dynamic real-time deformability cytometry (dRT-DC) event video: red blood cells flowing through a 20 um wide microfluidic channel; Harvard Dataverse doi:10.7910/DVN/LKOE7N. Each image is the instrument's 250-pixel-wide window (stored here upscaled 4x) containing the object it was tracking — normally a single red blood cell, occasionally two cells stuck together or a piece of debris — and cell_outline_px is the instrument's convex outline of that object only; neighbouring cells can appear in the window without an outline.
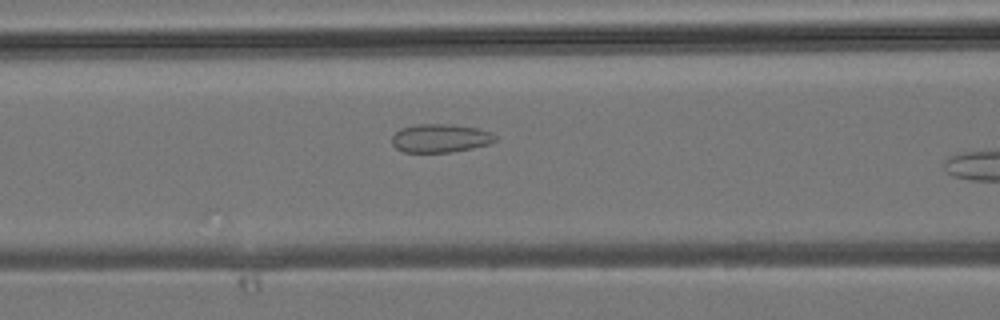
{"species": "common noctule bat (a hibernating species)", "species_latin": "Nyctalus noctula", "temperature_condition": "room temperature", "stored_images_in_passage": 6, "camera_frame_rate_fps": 3000, "um_per_image_px": 0.085, "animal": {"sex": "male", "body_mass_g": 19.2, "forearm_length_mm": 51.8}, "frame": {"image": 1, "passage_image": 4, "time_ms": 1.0, "image_size_px": [1000, 320], "cell_outline_px": [[496, 140], [488, 144], [472, 148], [452, 152], [404, 152], [396, 148], [392, 144], [392, 136], [400, 128], [416, 124], [452, 124], [476, 128], [492, 132], [496, 136]], "centroid_in_image_um": [37.42, 11.74], "position_along_channel_um": 129.2, "area_um2": 17.17}}
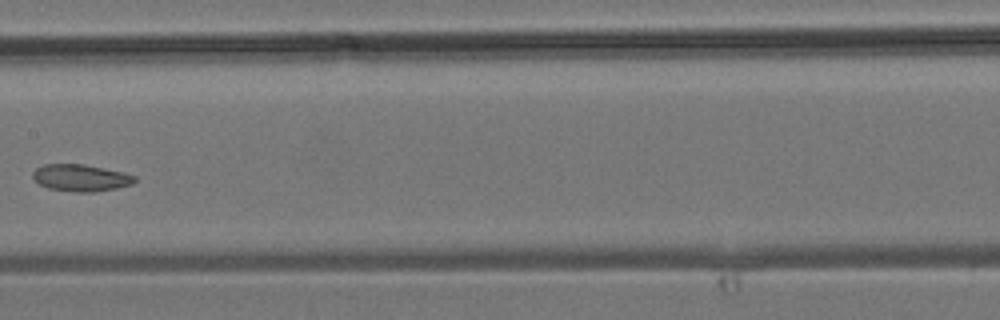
{"frame": {"image": 2, "passage_image": 6, "time_ms": 1.667, "image_size_px": [1000, 320], "cell_outline_px": [[136, 180], [132, 184], [116, 188], [96, 192], [76, 192], [48, 188], [40, 184], [32, 176], [32, 172], [36, 168], [44, 164], [84, 164], [124, 172], [136, 176]], "centroid_in_image_um": [6.88, 15.11], "position_along_channel_um": 200.5, "area_um2": 16.01}}